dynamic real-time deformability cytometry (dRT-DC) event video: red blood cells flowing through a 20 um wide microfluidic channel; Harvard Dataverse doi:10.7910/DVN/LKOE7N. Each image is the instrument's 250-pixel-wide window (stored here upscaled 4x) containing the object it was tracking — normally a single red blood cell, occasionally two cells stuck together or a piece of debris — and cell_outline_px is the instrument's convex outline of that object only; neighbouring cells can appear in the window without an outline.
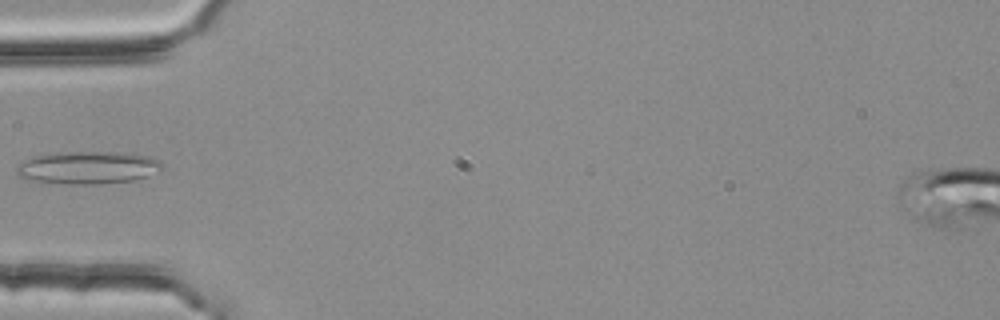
{"species": "common noctule bat (a hibernating species)", "species_latin": "Nyctalus noctula", "temperature_condition": "room temperature", "stored_images_in_passage": 5, "camera_frame_rate_fps": 3000, "um_per_image_px": 0.085, "animal": {"sex": "female", "body_mass_g": 25.1}, "frame": {"image": 1, "passage_image": 5, "time_ms": 1.333, "image_size_px": [1000, 320], "cell_outline_px": [[160, 168], [148, 176], [136, 180], [100, 184], [64, 184], [32, 180], [16, 176], [16, 168], [24, 160], [36, 156], [64, 152], [116, 152], [148, 156], [160, 160]], "centroid_in_image_um": [7.44, 14.26], "position_along_channel_um": 77.6, "area_um2": 27.46}}